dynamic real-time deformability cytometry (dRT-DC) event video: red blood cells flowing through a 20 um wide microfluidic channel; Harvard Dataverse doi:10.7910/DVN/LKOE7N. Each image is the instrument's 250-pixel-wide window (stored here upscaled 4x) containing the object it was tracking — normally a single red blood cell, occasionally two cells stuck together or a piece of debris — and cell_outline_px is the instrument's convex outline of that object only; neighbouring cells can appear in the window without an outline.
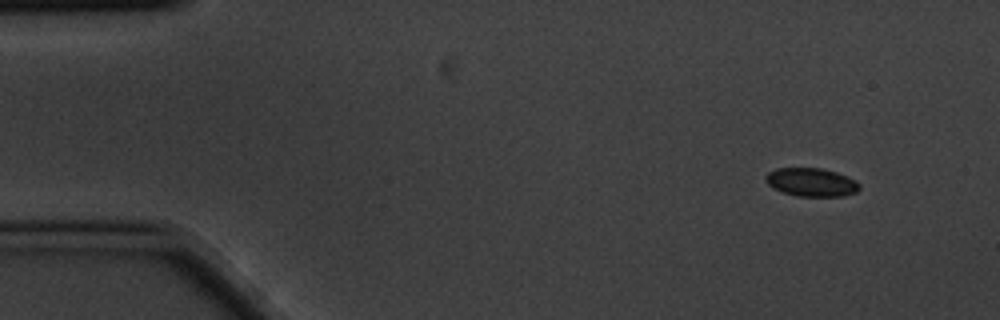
{"species": "common noctule bat (a hibernating species)", "species_latin": "Nyctalus noctula", "temperature_condition": "cold", "stored_images_in_passage": 4, "camera_frame_rate_fps": 3000, "um_per_image_px": 0.085, "animal": {"sex": "male", "body_mass_g": 20.1, "forearm_length_mm": 53.5}, "frame": {"image": 1, "passage_image": 1, "time_ms": 0.0, "image_size_px": [1000, 320], "cell_outline_px": [[860, 188], [856, 192], [844, 196], [796, 196], [784, 192], [768, 184], [764, 176], [768, 172], [776, 168], [820, 168], [836, 172], [848, 176], [856, 180], [860, 184]], "centroid_in_image_um": [69.0, 15.48], "position_along_channel_um": 16.0, "area_um2": 15.49}}